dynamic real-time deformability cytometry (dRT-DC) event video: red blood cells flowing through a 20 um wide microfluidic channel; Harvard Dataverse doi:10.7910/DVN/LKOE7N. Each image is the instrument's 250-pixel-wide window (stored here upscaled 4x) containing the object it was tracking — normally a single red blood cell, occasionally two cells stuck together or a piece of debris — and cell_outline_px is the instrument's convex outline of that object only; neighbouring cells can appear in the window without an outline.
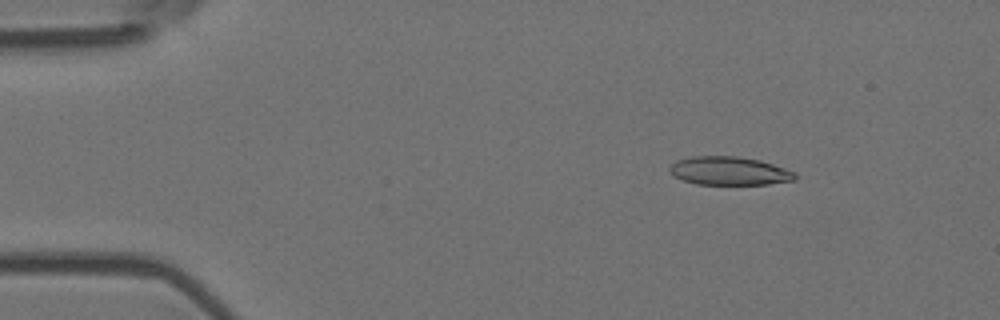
{"species": "Egyptian fruit bat (a non-hibernating species)", "species_latin": "Rousettus aegyptiacus", "temperature_condition": "room temperature", "stored_images_in_passage": 6, "camera_frame_rate_fps": 3000, "um_per_image_px": 0.085, "animal": {"sex": "female"}, "frame": {"image": 1, "passage_image": 3, "time_ms": 0.667, "image_size_px": [1000, 320], "cell_outline_px": [[796, 180], [768, 184], [696, 184], [672, 176], [668, 172], [668, 168], [676, 160], [692, 156], [736, 156], [760, 160], [796, 172]], "centroid_in_image_um": [61.96, 14.52], "position_along_channel_um": 23.0, "area_um2": 20.87}}
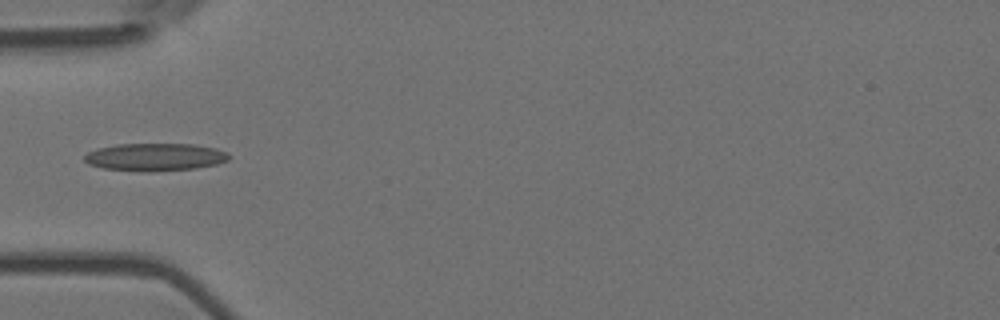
{"frame": {"image": 2, "passage_image": 6, "time_ms": 1.667, "image_size_px": [1000, 320], "cell_outline_px": [[232, 156], [228, 160], [216, 164], [196, 168], [148, 172], [140, 172], [104, 168], [88, 164], [84, 160], [84, 156], [88, 152], [100, 148], [116, 144], [192, 144], [216, 148], [228, 152]], "centroid_in_image_um": [13.21, 13.35], "position_along_channel_um": 71.8, "area_um2": 23.41}}